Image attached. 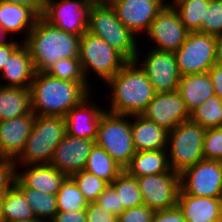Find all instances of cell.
I'll use <instances>...</instances> for the list:
<instances>
[{
    "label": "cell",
    "mask_w": 222,
    "mask_h": 222,
    "mask_svg": "<svg viewBox=\"0 0 222 222\" xmlns=\"http://www.w3.org/2000/svg\"><path fill=\"white\" fill-rule=\"evenodd\" d=\"M30 92L35 115L62 117L92 93L88 82L64 81L47 72H35Z\"/></svg>",
    "instance_id": "cell-1"
},
{
    "label": "cell",
    "mask_w": 222,
    "mask_h": 222,
    "mask_svg": "<svg viewBox=\"0 0 222 222\" xmlns=\"http://www.w3.org/2000/svg\"><path fill=\"white\" fill-rule=\"evenodd\" d=\"M80 37L50 25L40 16L23 44L29 51L35 72H45L58 60L78 58Z\"/></svg>",
    "instance_id": "cell-2"
},
{
    "label": "cell",
    "mask_w": 222,
    "mask_h": 222,
    "mask_svg": "<svg viewBox=\"0 0 222 222\" xmlns=\"http://www.w3.org/2000/svg\"><path fill=\"white\" fill-rule=\"evenodd\" d=\"M106 83L112 90L108 111L115 114L141 115L156 93L145 72L135 61H128Z\"/></svg>",
    "instance_id": "cell-3"
},
{
    "label": "cell",
    "mask_w": 222,
    "mask_h": 222,
    "mask_svg": "<svg viewBox=\"0 0 222 222\" xmlns=\"http://www.w3.org/2000/svg\"><path fill=\"white\" fill-rule=\"evenodd\" d=\"M87 32L102 38L119 52L127 61L139 63L137 37L117 18L116 12L109 3L92 4Z\"/></svg>",
    "instance_id": "cell-4"
},
{
    "label": "cell",
    "mask_w": 222,
    "mask_h": 222,
    "mask_svg": "<svg viewBox=\"0 0 222 222\" xmlns=\"http://www.w3.org/2000/svg\"><path fill=\"white\" fill-rule=\"evenodd\" d=\"M67 134L62 116L36 115L31 133L21 154L14 160L16 167L50 164L56 147Z\"/></svg>",
    "instance_id": "cell-5"
},
{
    "label": "cell",
    "mask_w": 222,
    "mask_h": 222,
    "mask_svg": "<svg viewBox=\"0 0 222 222\" xmlns=\"http://www.w3.org/2000/svg\"><path fill=\"white\" fill-rule=\"evenodd\" d=\"M130 116L115 114L105 110L102 113L95 144L102 147L125 169L136 154L131 133Z\"/></svg>",
    "instance_id": "cell-6"
},
{
    "label": "cell",
    "mask_w": 222,
    "mask_h": 222,
    "mask_svg": "<svg viewBox=\"0 0 222 222\" xmlns=\"http://www.w3.org/2000/svg\"><path fill=\"white\" fill-rule=\"evenodd\" d=\"M206 129L191 120L181 122L168 131L167 152L171 170L181 173L204 159L203 142Z\"/></svg>",
    "instance_id": "cell-7"
},
{
    "label": "cell",
    "mask_w": 222,
    "mask_h": 222,
    "mask_svg": "<svg viewBox=\"0 0 222 222\" xmlns=\"http://www.w3.org/2000/svg\"><path fill=\"white\" fill-rule=\"evenodd\" d=\"M78 58L81 61L84 75L89 83V76L87 75L90 73V70L106 83L128 62L119 52L109 46L105 40L87 31L80 37Z\"/></svg>",
    "instance_id": "cell-8"
},
{
    "label": "cell",
    "mask_w": 222,
    "mask_h": 222,
    "mask_svg": "<svg viewBox=\"0 0 222 222\" xmlns=\"http://www.w3.org/2000/svg\"><path fill=\"white\" fill-rule=\"evenodd\" d=\"M216 37L189 32L185 42L174 52L181 76L208 72L216 63Z\"/></svg>",
    "instance_id": "cell-9"
},
{
    "label": "cell",
    "mask_w": 222,
    "mask_h": 222,
    "mask_svg": "<svg viewBox=\"0 0 222 222\" xmlns=\"http://www.w3.org/2000/svg\"><path fill=\"white\" fill-rule=\"evenodd\" d=\"M180 188L192 196L222 198V161L203 159L185 168Z\"/></svg>",
    "instance_id": "cell-10"
},
{
    "label": "cell",
    "mask_w": 222,
    "mask_h": 222,
    "mask_svg": "<svg viewBox=\"0 0 222 222\" xmlns=\"http://www.w3.org/2000/svg\"><path fill=\"white\" fill-rule=\"evenodd\" d=\"M91 6L87 0H54L45 6L41 17L54 27L81 36L87 31Z\"/></svg>",
    "instance_id": "cell-11"
},
{
    "label": "cell",
    "mask_w": 222,
    "mask_h": 222,
    "mask_svg": "<svg viewBox=\"0 0 222 222\" xmlns=\"http://www.w3.org/2000/svg\"><path fill=\"white\" fill-rule=\"evenodd\" d=\"M144 205L156 210L177 206L180 191V173L170 172L137 177Z\"/></svg>",
    "instance_id": "cell-12"
},
{
    "label": "cell",
    "mask_w": 222,
    "mask_h": 222,
    "mask_svg": "<svg viewBox=\"0 0 222 222\" xmlns=\"http://www.w3.org/2000/svg\"><path fill=\"white\" fill-rule=\"evenodd\" d=\"M188 33L173 6H164L150 24L146 36L156 45L152 49L175 52L185 42Z\"/></svg>",
    "instance_id": "cell-13"
},
{
    "label": "cell",
    "mask_w": 222,
    "mask_h": 222,
    "mask_svg": "<svg viewBox=\"0 0 222 222\" xmlns=\"http://www.w3.org/2000/svg\"><path fill=\"white\" fill-rule=\"evenodd\" d=\"M139 64L156 93L173 92L178 89L181 75L174 52L149 50Z\"/></svg>",
    "instance_id": "cell-14"
},
{
    "label": "cell",
    "mask_w": 222,
    "mask_h": 222,
    "mask_svg": "<svg viewBox=\"0 0 222 222\" xmlns=\"http://www.w3.org/2000/svg\"><path fill=\"white\" fill-rule=\"evenodd\" d=\"M108 3L121 23L136 36L146 33L164 8L159 0H109Z\"/></svg>",
    "instance_id": "cell-15"
},
{
    "label": "cell",
    "mask_w": 222,
    "mask_h": 222,
    "mask_svg": "<svg viewBox=\"0 0 222 222\" xmlns=\"http://www.w3.org/2000/svg\"><path fill=\"white\" fill-rule=\"evenodd\" d=\"M141 115L167 131L173 130L181 122L190 120V113L177 90L155 93Z\"/></svg>",
    "instance_id": "cell-16"
},
{
    "label": "cell",
    "mask_w": 222,
    "mask_h": 222,
    "mask_svg": "<svg viewBox=\"0 0 222 222\" xmlns=\"http://www.w3.org/2000/svg\"><path fill=\"white\" fill-rule=\"evenodd\" d=\"M95 140L76 138L66 134L54 151L50 165L67 177L84 170Z\"/></svg>",
    "instance_id": "cell-17"
},
{
    "label": "cell",
    "mask_w": 222,
    "mask_h": 222,
    "mask_svg": "<svg viewBox=\"0 0 222 222\" xmlns=\"http://www.w3.org/2000/svg\"><path fill=\"white\" fill-rule=\"evenodd\" d=\"M90 94L65 115L67 134L76 138L96 140L98 125L105 109L91 103ZM90 98V99H89ZM90 100V101H89ZM99 106V107H98Z\"/></svg>",
    "instance_id": "cell-18"
},
{
    "label": "cell",
    "mask_w": 222,
    "mask_h": 222,
    "mask_svg": "<svg viewBox=\"0 0 222 222\" xmlns=\"http://www.w3.org/2000/svg\"><path fill=\"white\" fill-rule=\"evenodd\" d=\"M36 115H26L0 121V157L16 159L23 151Z\"/></svg>",
    "instance_id": "cell-19"
},
{
    "label": "cell",
    "mask_w": 222,
    "mask_h": 222,
    "mask_svg": "<svg viewBox=\"0 0 222 222\" xmlns=\"http://www.w3.org/2000/svg\"><path fill=\"white\" fill-rule=\"evenodd\" d=\"M178 207L186 222H222V198L178 195Z\"/></svg>",
    "instance_id": "cell-20"
},
{
    "label": "cell",
    "mask_w": 222,
    "mask_h": 222,
    "mask_svg": "<svg viewBox=\"0 0 222 222\" xmlns=\"http://www.w3.org/2000/svg\"><path fill=\"white\" fill-rule=\"evenodd\" d=\"M35 69L27 47L22 43L8 58L1 71L5 87L30 88Z\"/></svg>",
    "instance_id": "cell-21"
},
{
    "label": "cell",
    "mask_w": 222,
    "mask_h": 222,
    "mask_svg": "<svg viewBox=\"0 0 222 222\" xmlns=\"http://www.w3.org/2000/svg\"><path fill=\"white\" fill-rule=\"evenodd\" d=\"M136 152L167 149L168 131L142 115L130 116Z\"/></svg>",
    "instance_id": "cell-22"
},
{
    "label": "cell",
    "mask_w": 222,
    "mask_h": 222,
    "mask_svg": "<svg viewBox=\"0 0 222 222\" xmlns=\"http://www.w3.org/2000/svg\"><path fill=\"white\" fill-rule=\"evenodd\" d=\"M26 171L16 172V177L27 187L56 195L66 175L50 164L29 165Z\"/></svg>",
    "instance_id": "cell-23"
},
{
    "label": "cell",
    "mask_w": 222,
    "mask_h": 222,
    "mask_svg": "<svg viewBox=\"0 0 222 222\" xmlns=\"http://www.w3.org/2000/svg\"><path fill=\"white\" fill-rule=\"evenodd\" d=\"M177 91L189 113L215 94L208 72L181 76Z\"/></svg>",
    "instance_id": "cell-24"
},
{
    "label": "cell",
    "mask_w": 222,
    "mask_h": 222,
    "mask_svg": "<svg viewBox=\"0 0 222 222\" xmlns=\"http://www.w3.org/2000/svg\"><path fill=\"white\" fill-rule=\"evenodd\" d=\"M40 16L30 7L0 2V24L7 34L25 33V39Z\"/></svg>",
    "instance_id": "cell-25"
},
{
    "label": "cell",
    "mask_w": 222,
    "mask_h": 222,
    "mask_svg": "<svg viewBox=\"0 0 222 222\" xmlns=\"http://www.w3.org/2000/svg\"><path fill=\"white\" fill-rule=\"evenodd\" d=\"M124 170L136 178L170 172L167 149L138 151Z\"/></svg>",
    "instance_id": "cell-26"
},
{
    "label": "cell",
    "mask_w": 222,
    "mask_h": 222,
    "mask_svg": "<svg viewBox=\"0 0 222 222\" xmlns=\"http://www.w3.org/2000/svg\"><path fill=\"white\" fill-rule=\"evenodd\" d=\"M0 79V121L26 115L31 110L30 88L1 86Z\"/></svg>",
    "instance_id": "cell-27"
},
{
    "label": "cell",
    "mask_w": 222,
    "mask_h": 222,
    "mask_svg": "<svg viewBox=\"0 0 222 222\" xmlns=\"http://www.w3.org/2000/svg\"><path fill=\"white\" fill-rule=\"evenodd\" d=\"M15 186L24 194L36 219L50 222L58 212L56 195L27 188L17 177Z\"/></svg>",
    "instance_id": "cell-28"
},
{
    "label": "cell",
    "mask_w": 222,
    "mask_h": 222,
    "mask_svg": "<svg viewBox=\"0 0 222 222\" xmlns=\"http://www.w3.org/2000/svg\"><path fill=\"white\" fill-rule=\"evenodd\" d=\"M84 170L111 184L124 169L102 148L94 144Z\"/></svg>",
    "instance_id": "cell-29"
},
{
    "label": "cell",
    "mask_w": 222,
    "mask_h": 222,
    "mask_svg": "<svg viewBox=\"0 0 222 222\" xmlns=\"http://www.w3.org/2000/svg\"><path fill=\"white\" fill-rule=\"evenodd\" d=\"M1 211L3 222L36 219L24 194L15 185L3 195Z\"/></svg>",
    "instance_id": "cell-30"
},
{
    "label": "cell",
    "mask_w": 222,
    "mask_h": 222,
    "mask_svg": "<svg viewBox=\"0 0 222 222\" xmlns=\"http://www.w3.org/2000/svg\"><path fill=\"white\" fill-rule=\"evenodd\" d=\"M209 3L210 0H179L173 8L189 32H201L202 20H205Z\"/></svg>",
    "instance_id": "cell-31"
},
{
    "label": "cell",
    "mask_w": 222,
    "mask_h": 222,
    "mask_svg": "<svg viewBox=\"0 0 222 222\" xmlns=\"http://www.w3.org/2000/svg\"><path fill=\"white\" fill-rule=\"evenodd\" d=\"M190 120L205 129L222 127V99L210 96L190 113Z\"/></svg>",
    "instance_id": "cell-32"
},
{
    "label": "cell",
    "mask_w": 222,
    "mask_h": 222,
    "mask_svg": "<svg viewBox=\"0 0 222 222\" xmlns=\"http://www.w3.org/2000/svg\"><path fill=\"white\" fill-rule=\"evenodd\" d=\"M119 195L120 204L124 209L143 205V198L136 177L125 170L111 183Z\"/></svg>",
    "instance_id": "cell-33"
},
{
    "label": "cell",
    "mask_w": 222,
    "mask_h": 222,
    "mask_svg": "<svg viewBox=\"0 0 222 222\" xmlns=\"http://www.w3.org/2000/svg\"><path fill=\"white\" fill-rule=\"evenodd\" d=\"M57 209L61 212L79 211L87 208L88 202L69 176L63 181L56 194Z\"/></svg>",
    "instance_id": "cell-34"
},
{
    "label": "cell",
    "mask_w": 222,
    "mask_h": 222,
    "mask_svg": "<svg viewBox=\"0 0 222 222\" xmlns=\"http://www.w3.org/2000/svg\"><path fill=\"white\" fill-rule=\"evenodd\" d=\"M45 72L64 81L88 82L79 58H64L58 60Z\"/></svg>",
    "instance_id": "cell-35"
},
{
    "label": "cell",
    "mask_w": 222,
    "mask_h": 222,
    "mask_svg": "<svg viewBox=\"0 0 222 222\" xmlns=\"http://www.w3.org/2000/svg\"><path fill=\"white\" fill-rule=\"evenodd\" d=\"M70 177L74 180L79 191L88 203L95 202L98 196L109 185L106 181L86 170L77 172Z\"/></svg>",
    "instance_id": "cell-36"
},
{
    "label": "cell",
    "mask_w": 222,
    "mask_h": 222,
    "mask_svg": "<svg viewBox=\"0 0 222 222\" xmlns=\"http://www.w3.org/2000/svg\"><path fill=\"white\" fill-rule=\"evenodd\" d=\"M201 32L214 37L222 35V0H210Z\"/></svg>",
    "instance_id": "cell-37"
},
{
    "label": "cell",
    "mask_w": 222,
    "mask_h": 222,
    "mask_svg": "<svg viewBox=\"0 0 222 222\" xmlns=\"http://www.w3.org/2000/svg\"><path fill=\"white\" fill-rule=\"evenodd\" d=\"M203 156L204 159L222 161V127L206 129Z\"/></svg>",
    "instance_id": "cell-38"
},
{
    "label": "cell",
    "mask_w": 222,
    "mask_h": 222,
    "mask_svg": "<svg viewBox=\"0 0 222 222\" xmlns=\"http://www.w3.org/2000/svg\"><path fill=\"white\" fill-rule=\"evenodd\" d=\"M16 172L14 159L0 157V196L6 194L15 185Z\"/></svg>",
    "instance_id": "cell-39"
},
{
    "label": "cell",
    "mask_w": 222,
    "mask_h": 222,
    "mask_svg": "<svg viewBox=\"0 0 222 222\" xmlns=\"http://www.w3.org/2000/svg\"><path fill=\"white\" fill-rule=\"evenodd\" d=\"M95 203L117 216L125 210L120 204L119 195L111 184L98 196Z\"/></svg>",
    "instance_id": "cell-40"
},
{
    "label": "cell",
    "mask_w": 222,
    "mask_h": 222,
    "mask_svg": "<svg viewBox=\"0 0 222 222\" xmlns=\"http://www.w3.org/2000/svg\"><path fill=\"white\" fill-rule=\"evenodd\" d=\"M155 210L146 205L125 209L119 216L118 222H152Z\"/></svg>",
    "instance_id": "cell-41"
},
{
    "label": "cell",
    "mask_w": 222,
    "mask_h": 222,
    "mask_svg": "<svg viewBox=\"0 0 222 222\" xmlns=\"http://www.w3.org/2000/svg\"><path fill=\"white\" fill-rule=\"evenodd\" d=\"M87 222H118V216L110 213L95 202H90L85 209Z\"/></svg>",
    "instance_id": "cell-42"
},
{
    "label": "cell",
    "mask_w": 222,
    "mask_h": 222,
    "mask_svg": "<svg viewBox=\"0 0 222 222\" xmlns=\"http://www.w3.org/2000/svg\"><path fill=\"white\" fill-rule=\"evenodd\" d=\"M152 222H186V220L182 210L177 205L169 209L156 210Z\"/></svg>",
    "instance_id": "cell-43"
},
{
    "label": "cell",
    "mask_w": 222,
    "mask_h": 222,
    "mask_svg": "<svg viewBox=\"0 0 222 222\" xmlns=\"http://www.w3.org/2000/svg\"><path fill=\"white\" fill-rule=\"evenodd\" d=\"M50 222H87V216L85 210L58 211Z\"/></svg>",
    "instance_id": "cell-44"
},
{
    "label": "cell",
    "mask_w": 222,
    "mask_h": 222,
    "mask_svg": "<svg viewBox=\"0 0 222 222\" xmlns=\"http://www.w3.org/2000/svg\"><path fill=\"white\" fill-rule=\"evenodd\" d=\"M215 94L222 99V65L215 63L208 71Z\"/></svg>",
    "instance_id": "cell-45"
},
{
    "label": "cell",
    "mask_w": 222,
    "mask_h": 222,
    "mask_svg": "<svg viewBox=\"0 0 222 222\" xmlns=\"http://www.w3.org/2000/svg\"><path fill=\"white\" fill-rule=\"evenodd\" d=\"M6 45L0 46V72L3 70L10 55L23 43L17 40H9Z\"/></svg>",
    "instance_id": "cell-46"
},
{
    "label": "cell",
    "mask_w": 222,
    "mask_h": 222,
    "mask_svg": "<svg viewBox=\"0 0 222 222\" xmlns=\"http://www.w3.org/2000/svg\"><path fill=\"white\" fill-rule=\"evenodd\" d=\"M0 2H11L32 8L39 16H42L45 6L41 0H0Z\"/></svg>",
    "instance_id": "cell-47"
},
{
    "label": "cell",
    "mask_w": 222,
    "mask_h": 222,
    "mask_svg": "<svg viewBox=\"0 0 222 222\" xmlns=\"http://www.w3.org/2000/svg\"><path fill=\"white\" fill-rule=\"evenodd\" d=\"M216 63L222 65V35L216 37Z\"/></svg>",
    "instance_id": "cell-48"
},
{
    "label": "cell",
    "mask_w": 222,
    "mask_h": 222,
    "mask_svg": "<svg viewBox=\"0 0 222 222\" xmlns=\"http://www.w3.org/2000/svg\"><path fill=\"white\" fill-rule=\"evenodd\" d=\"M8 35L5 30L3 29V26L0 24V46L6 45L7 43H9V41H6V38Z\"/></svg>",
    "instance_id": "cell-49"
},
{
    "label": "cell",
    "mask_w": 222,
    "mask_h": 222,
    "mask_svg": "<svg viewBox=\"0 0 222 222\" xmlns=\"http://www.w3.org/2000/svg\"><path fill=\"white\" fill-rule=\"evenodd\" d=\"M164 6H174L179 0H173L170 3H168V0H159ZM167 2V3H166Z\"/></svg>",
    "instance_id": "cell-50"
},
{
    "label": "cell",
    "mask_w": 222,
    "mask_h": 222,
    "mask_svg": "<svg viewBox=\"0 0 222 222\" xmlns=\"http://www.w3.org/2000/svg\"><path fill=\"white\" fill-rule=\"evenodd\" d=\"M87 1L92 4H104V3H108L109 0H87Z\"/></svg>",
    "instance_id": "cell-51"
},
{
    "label": "cell",
    "mask_w": 222,
    "mask_h": 222,
    "mask_svg": "<svg viewBox=\"0 0 222 222\" xmlns=\"http://www.w3.org/2000/svg\"><path fill=\"white\" fill-rule=\"evenodd\" d=\"M2 201H3V196H0V222H3V217H2Z\"/></svg>",
    "instance_id": "cell-52"
},
{
    "label": "cell",
    "mask_w": 222,
    "mask_h": 222,
    "mask_svg": "<svg viewBox=\"0 0 222 222\" xmlns=\"http://www.w3.org/2000/svg\"><path fill=\"white\" fill-rule=\"evenodd\" d=\"M12 222H44V221L39 220V219H34V220H29V221L20 220V221H12Z\"/></svg>",
    "instance_id": "cell-53"
},
{
    "label": "cell",
    "mask_w": 222,
    "mask_h": 222,
    "mask_svg": "<svg viewBox=\"0 0 222 222\" xmlns=\"http://www.w3.org/2000/svg\"><path fill=\"white\" fill-rule=\"evenodd\" d=\"M52 1H54V0H41L42 4L44 6H46L48 3L52 2Z\"/></svg>",
    "instance_id": "cell-54"
}]
</instances>
